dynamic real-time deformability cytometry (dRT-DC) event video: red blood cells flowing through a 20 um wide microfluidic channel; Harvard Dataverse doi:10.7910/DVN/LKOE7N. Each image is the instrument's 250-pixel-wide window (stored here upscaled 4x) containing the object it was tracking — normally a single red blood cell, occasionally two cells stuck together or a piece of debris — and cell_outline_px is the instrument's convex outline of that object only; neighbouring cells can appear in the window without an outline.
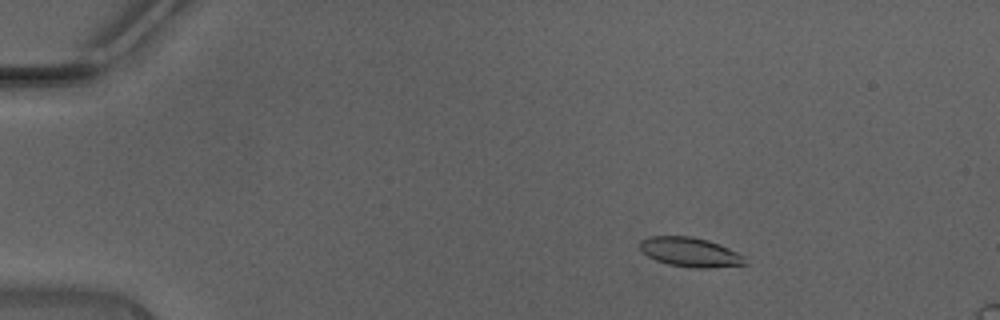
{"species": "Egyptian fruit bat (a non-hibernating species)", "species_latin": "Rousettus aegyptiacus", "temperature_condition": "warm", "stored_images_in_passage": 45, "camera_frame_rate_fps": 3000, "um_per_image_px": 0.085, "animal": {"sex": "male"}, "frame": {"image": 1, "passage_image": 6, "time_ms": 1.667, "image_size_px": [1000, 320], "cell_outline_px": [[748, 264], [708, 268], [692, 268], [668, 264], [656, 260], [640, 252], [640, 240], [648, 236], [692, 236], [708, 240], [720, 244], [744, 256]], "centroid_in_image_um": [58.64, 21.43], "position_along_channel_um": 26.4, "area_um2": 18.15}}
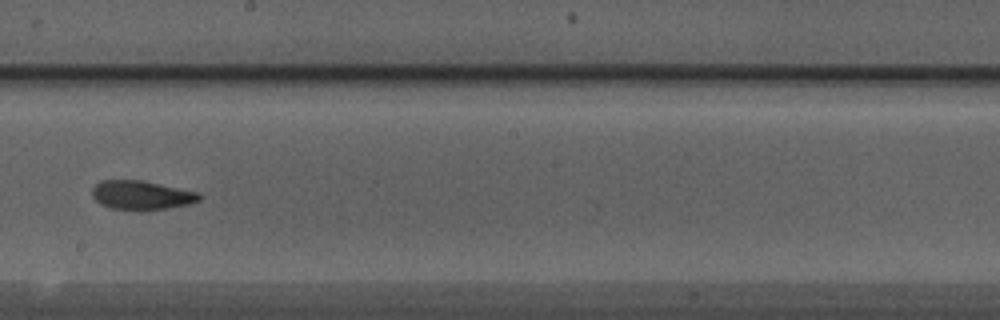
{"frame": {"image": 2, "passage_image": 26, "time_ms": 8.333, "image_size_px": [1000, 320], "cell_outline_px": [[200, 200], [188, 204], [168, 208], [140, 212], [136, 212], [112, 208], [100, 204], [92, 196], [92, 188], [100, 180], [140, 180], [200, 192]], "centroid_in_image_um": [12.01, 16.61], "position_along_channel_um": 236.2, "area_um2": 18.44}}
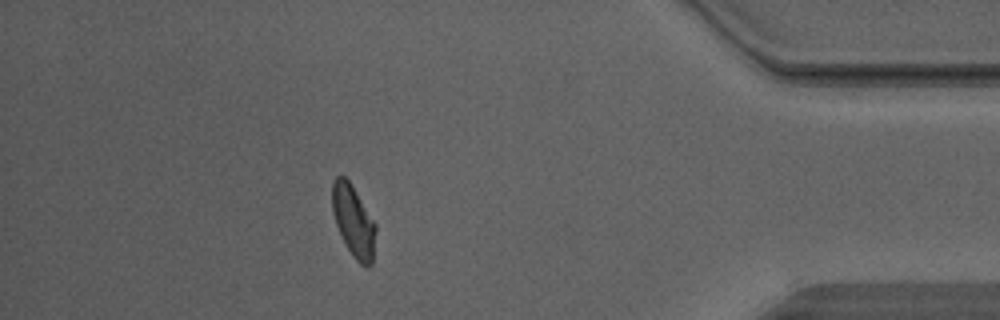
{"frame": {"image": 3, "passage_image": 40, "time_ms": 13.0, "image_size_px": [1000, 320], "cell_outline_px": [[376, 228], [372, 264], [368, 268], [364, 268], [352, 256], [336, 224], [332, 212], [332, 184], [336, 176], [344, 176], [348, 180], [376, 224]], "centroid_in_image_um": [30.05, 18.83], "position_along_channel_um": 405.2, "area_um2": 17.92}}